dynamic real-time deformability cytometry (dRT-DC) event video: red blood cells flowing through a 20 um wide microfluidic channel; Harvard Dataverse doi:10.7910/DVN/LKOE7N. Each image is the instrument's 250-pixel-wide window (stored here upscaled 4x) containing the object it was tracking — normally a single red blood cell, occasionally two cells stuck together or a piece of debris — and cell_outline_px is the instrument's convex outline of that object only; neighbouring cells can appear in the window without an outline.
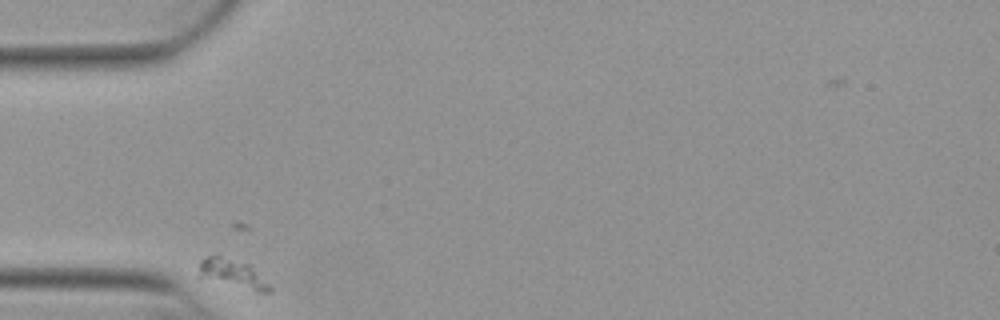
{"species": "Egyptian fruit bat (a non-hibernating species)", "species_latin": "Rousettus aegyptiacus", "temperature_condition": "warm", "stored_images_in_passage": 32, "camera_frame_rate_fps": 3000, "um_per_image_px": 0.085, "animal": {"sex": "female"}, "frame": {"image": 1, "passage_image": 1, "time_ms": 0.0, "image_size_px": [1000, 320], "cell_outline_px": [[272, 292], [256, 292], [196, 276], [200, 260], [208, 256], [220, 256], [248, 264], [272, 288]], "centroid_in_image_um": [19.72, 23.27], "position_along_channel_um": 65.3, "area_um2": 11.56}}
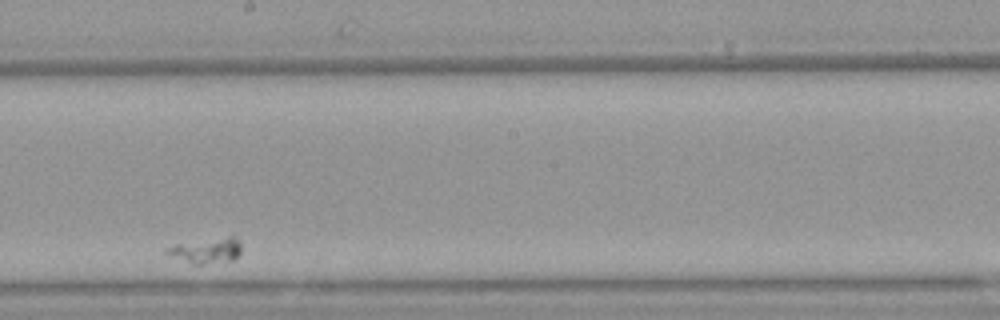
{"frame": {"image": 2, "passage_image": 19, "time_ms": 6.0, "image_size_px": [1000, 320], "cell_outline_px": [[240, 252], [232, 260], [204, 264], [192, 264], [164, 252], [164, 248], [176, 244], [228, 236], [232, 236], [240, 240]], "centroid_in_image_um": [17.54, 21.29], "position_along_channel_um": 230.7, "area_um2": 10.81}}
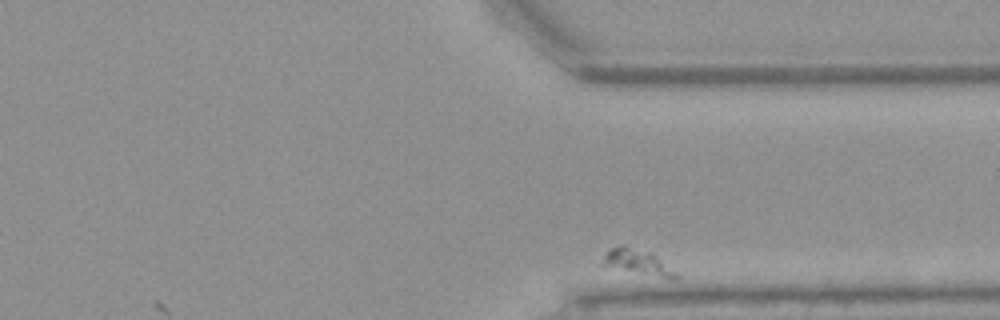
{"frame": {"image": 3, "passage_image": 32, "time_ms": 10.333, "image_size_px": [1000, 320], "cell_outline_px": [[680, 276], [676, 280], [668, 280], [600, 264], [604, 252], [620, 244], [624, 244], [652, 252], [676, 272]], "centroid_in_image_um": [54.24, 22.28], "position_along_channel_um": 357.2, "area_um2": 11.16}}